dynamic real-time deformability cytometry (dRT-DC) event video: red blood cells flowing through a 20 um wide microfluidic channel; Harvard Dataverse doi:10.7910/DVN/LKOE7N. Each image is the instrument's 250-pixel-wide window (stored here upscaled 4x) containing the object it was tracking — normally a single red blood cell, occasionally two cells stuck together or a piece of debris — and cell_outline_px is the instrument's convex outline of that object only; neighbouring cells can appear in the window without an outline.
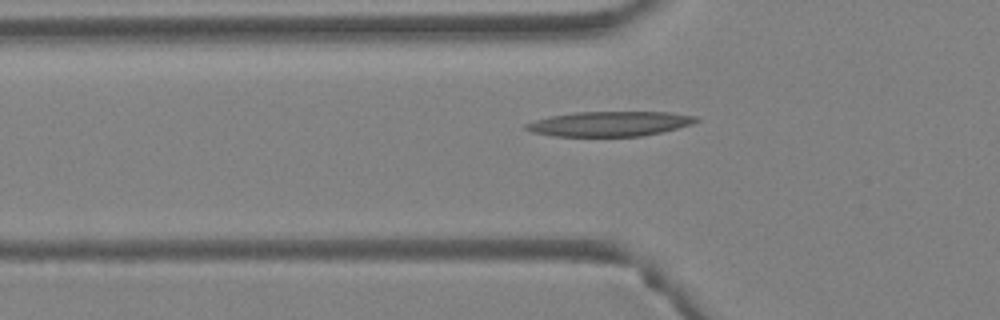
{"species": "Egyptian fruit bat (a non-hibernating species)", "species_latin": "Rousettus aegyptiacus", "temperature_condition": "warm", "stored_images_in_passage": 4, "segment_of_instrument_passage": [2, 2], "camera_frame_rate_fps": 3000, "um_per_image_px": 0.085, "animal": {"sex": "female"}, "frame": {"image": 1, "passage_image": 4, "time_ms": 1.0, "image_size_px": [1000, 320], "cell_outline_px": [[700, 120], [692, 124], [644, 136], [552, 136], [532, 132], [524, 128], [524, 124], [548, 116], [576, 112], [668, 112], [696, 116]], "centroid_in_image_um": [51.79, 10.52], "position_along_channel_um": 74.0, "area_um2": 24.62}}